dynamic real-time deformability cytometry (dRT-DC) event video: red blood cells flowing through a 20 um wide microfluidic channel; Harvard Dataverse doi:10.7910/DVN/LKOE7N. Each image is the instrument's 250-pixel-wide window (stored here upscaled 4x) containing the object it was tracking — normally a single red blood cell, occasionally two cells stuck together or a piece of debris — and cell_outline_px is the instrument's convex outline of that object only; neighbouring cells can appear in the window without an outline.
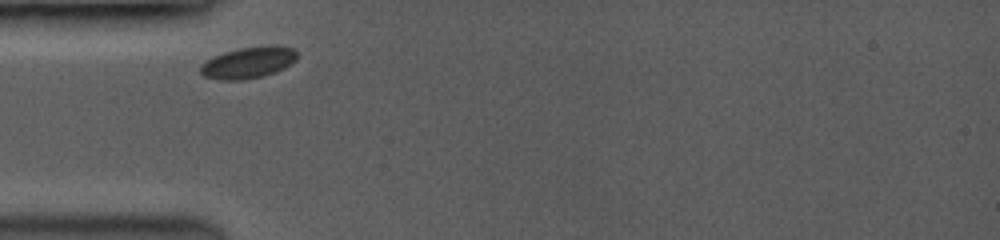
{"species": "common noctule bat (a hibernating species)", "species_latin": "Nyctalus noctula", "temperature_condition": "room temperature", "stored_images_in_passage": 10, "camera_frame_rate_fps": 3500, "um_per_image_px": 0.085, "animal": {"sex": "female", "body_mass_g": 19.0, "forearm_length_mm": 53.3}, "frame": {"image": 1, "passage_image": 1, "time_ms": 0.0, "image_size_px": [1000, 240], "cell_outline_px": [[296, 60], [284, 68], [260, 76], [240, 80], [220, 80], [204, 76], [200, 72], [200, 68], [208, 60], [224, 52], [240, 48], [268, 44], [276, 44], [292, 48], [296, 52]], "centroid_in_image_um": [21.14, 5.29], "position_along_channel_um": 63.9, "area_um2": 17.46}}
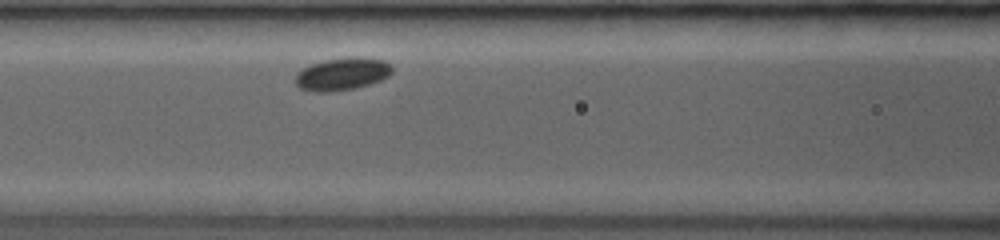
{"frame": {"image": 2, "passage_image": 5, "time_ms": 2.0, "image_size_px": [1000, 240], "cell_outline_px": [[392, 72], [388, 76], [380, 80], [368, 84], [352, 88], [324, 92], [320, 92], [300, 88], [296, 84], [296, 72], [312, 64], [324, 60], [352, 56], [356, 56], [384, 60], [392, 64]], "centroid_in_image_um": [29.11, 6.26], "position_along_channel_um": 137.5, "area_um2": 18.15}}
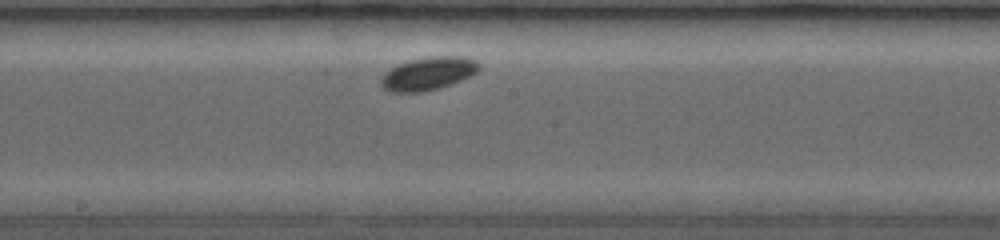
{"frame": {"image": 3, "passage_image": 9, "time_ms": 4.0, "image_size_px": [1000, 240], "cell_outline_px": [[480, 68], [476, 72], [452, 84], [436, 88], [416, 92], [396, 92], [384, 88], [380, 84], [380, 76], [384, 72], [400, 64], [412, 60], [428, 56], [460, 56], [476, 60], [480, 64]], "centroid_in_image_um": [36.39, 6.24], "position_along_channel_um": 211.8, "area_um2": 18.55}}